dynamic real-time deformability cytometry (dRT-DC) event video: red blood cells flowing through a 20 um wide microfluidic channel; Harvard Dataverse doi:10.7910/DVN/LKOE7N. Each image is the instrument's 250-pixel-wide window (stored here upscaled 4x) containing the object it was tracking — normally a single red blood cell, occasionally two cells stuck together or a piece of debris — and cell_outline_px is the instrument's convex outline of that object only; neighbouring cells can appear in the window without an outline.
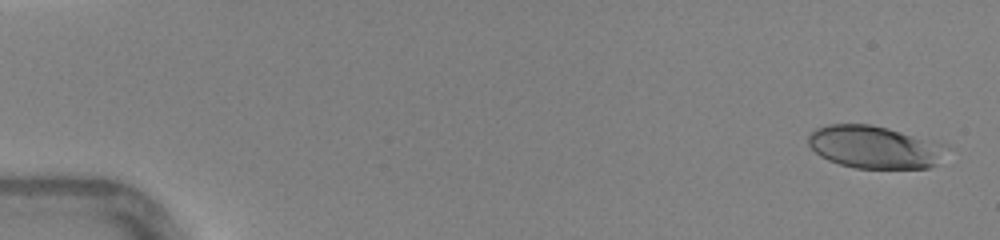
{"species": "human", "species_latin": "Homo sapiens", "temperature_condition": "warm", "stored_images_in_passage": 12, "camera_frame_rate_fps": 3000, "um_per_image_px": 0.085, "donor": {"sex": "female"}, "frame": {"image": 1, "passage_image": 2, "time_ms": 0.333, "image_size_px": [1000, 240], "cell_outline_px": [[940, 144], [936, 164], [928, 168], [856, 168], [840, 164], [828, 160], [820, 156], [808, 144], [808, 136], [816, 128], [828, 124], [872, 124], [888, 128]], "centroid_in_image_um": [74.16, 12.49], "position_along_channel_um": 10.8, "area_um2": 33.18}}